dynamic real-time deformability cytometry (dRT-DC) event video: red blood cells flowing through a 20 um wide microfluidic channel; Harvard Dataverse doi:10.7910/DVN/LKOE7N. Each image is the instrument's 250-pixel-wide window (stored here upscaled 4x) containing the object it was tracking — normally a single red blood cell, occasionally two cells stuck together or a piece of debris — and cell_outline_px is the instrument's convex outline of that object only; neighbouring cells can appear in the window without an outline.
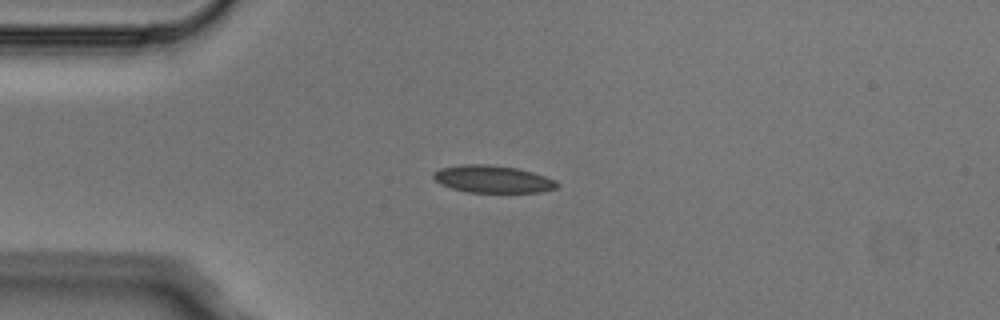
{"species": "Egyptian fruit bat (a non-hibernating species)", "species_latin": "Rousettus aegyptiacus", "temperature_condition": "cold", "stored_images_in_passage": 3, "camera_frame_rate_fps": 3000, "um_per_image_px": 0.085, "animal": {"sex": "male"}, "frame": {"image": 1, "passage_image": 3, "time_ms": 0.667, "image_size_px": [1000, 320], "cell_outline_px": [[560, 184], [556, 188], [540, 192], [468, 192], [452, 188], [440, 184], [432, 176], [440, 168], [460, 164], [488, 164], [516, 168], [532, 172], [556, 180]], "centroid_in_image_um": [41.89, 15.22], "position_along_channel_um": 43.1, "area_um2": 19.59}}